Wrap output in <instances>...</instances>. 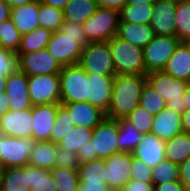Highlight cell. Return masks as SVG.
<instances>
[{"instance_id": "4fadbf2b", "label": "cell", "mask_w": 190, "mask_h": 191, "mask_svg": "<svg viewBox=\"0 0 190 191\" xmlns=\"http://www.w3.org/2000/svg\"><path fill=\"white\" fill-rule=\"evenodd\" d=\"M106 165V184L109 189L120 190L131 180L132 153L117 152L104 158Z\"/></svg>"}, {"instance_id": "8fae6325", "label": "cell", "mask_w": 190, "mask_h": 191, "mask_svg": "<svg viewBox=\"0 0 190 191\" xmlns=\"http://www.w3.org/2000/svg\"><path fill=\"white\" fill-rule=\"evenodd\" d=\"M118 120L105 117L92 131V148L98 158H106L118 152Z\"/></svg>"}, {"instance_id": "b9f144b4", "label": "cell", "mask_w": 190, "mask_h": 191, "mask_svg": "<svg viewBox=\"0 0 190 191\" xmlns=\"http://www.w3.org/2000/svg\"><path fill=\"white\" fill-rule=\"evenodd\" d=\"M125 119L133 124L141 134L151 133L154 116L138 105Z\"/></svg>"}, {"instance_id": "d590c367", "label": "cell", "mask_w": 190, "mask_h": 191, "mask_svg": "<svg viewBox=\"0 0 190 191\" xmlns=\"http://www.w3.org/2000/svg\"><path fill=\"white\" fill-rule=\"evenodd\" d=\"M92 131L93 129L74 126L57 144L77 153L82 146L86 145V142L91 140Z\"/></svg>"}, {"instance_id": "603a6c76", "label": "cell", "mask_w": 190, "mask_h": 191, "mask_svg": "<svg viewBox=\"0 0 190 191\" xmlns=\"http://www.w3.org/2000/svg\"><path fill=\"white\" fill-rule=\"evenodd\" d=\"M116 37L143 49L155 37V33L150 24L119 22Z\"/></svg>"}, {"instance_id": "9c48e42d", "label": "cell", "mask_w": 190, "mask_h": 191, "mask_svg": "<svg viewBox=\"0 0 190 191\" xmlns=\"http://www.w3.org/2000/svg\"><path fill=\"white\" fill-rule=\"evenodd\" d=\"M28 87L33 105L60 104L59 74L28 76Z\"/></svg>"}, {"instance_id": "30bf717a", "label": "cell", "mask_w": 190, "mask_h": 191, "mask_svg": "<svg viewBox=\"0 0 190 191\" xmlns=\"http://www.w3.org/2000/svg\"><path fill=\"white\" fill-rule=\"evenodd\" d=\"M179 43L180 41L176 37L155 35L143 48L147 74L162 71Z\"/></svg>"}, {"instance_id": "e0dca14e", "label": "cell", "mask_w": 190, "mask_h": 191, "mask_svg": "<svg viewBox=\"0 0 190 191\" xmlns=\"http://www.w3.org/2000/svg\"><path fill=\"white\" fill-rule=\"evenodd\" d=\"M114 77L87 73V102L105 113L111 103Z\"/></svg>"}, {"instance_id": "83f0119b", "label": "cell", "mask_w": 190, "mask_h": 191, "mask_svg": "<svg viewBox=\"0 0 190 191\" xmlns=\"http://www.w3.org/2000/svg\"><path fill=\"white\" fill-rule=\"evenodd\" d=\"M106 165L103 158L80 163L78 175L80 184H100L106 183Z\"/></svg>"}, {"instance_id": "74e56055", "label": "cell", "mask_w": 190, "mask_h": 191, "mask_svg": "<svg viewBox=\"0 0 190 191\" xmlns=\"http://www.w3.org/2000/svg\"><path fill=\"white\" fill-rule=\"evenodd\" d=\"M179 181V167L178 164L164 159L158 163L152 171L153 186L161 183Z\"/></svg>"}, {"instance_id": "bcb514c9", "label": "cell", "mask_w": 190, "mask_h": 191, "mask_svg": "<svg viewBox=\"0 0 190 191\" xmlns=\"http://www.w3.org/2000/svg\"><path fill=\"white\" fill-rule=\"evenodd\" d=\"M119 191H154L152 183L129 180Z\"/></svg>"}, {"instance_id": "f907efd6", "label": "cell", "mask_w": 190, "mask_h": 191, "mask_svg": "<svg viewBox=\"0 0 190 191\" xmlns=\"http://www.w3.org/2000/svg\"><path fill=\"white\" fill-rule=\"evenodd\" d=\"M98 7L112 8L120 11L125 5V0H95Z\"/></svg>"}, {"instance_id": "6da1fadb", "label": "cell", "mask_w": 190, "mask_h": 191, "mask_svg": "<svg viewBox=\"0 0 190 191\" xmlns=\"http://www.w3.org/2000/svg\"><path fill=\"white\" fill-rule=\"evenodd\" d=\"M89 43L83 24L65 20L60 30L52 33L46 49L63 67L78 64L83 48Z\"/></svg>"}, {"instance_id": "5b68a950", "label": "cell", "mask_w": 190, "mask_h": 191, "mask_svg": "<svg viewBox=\"0 0 190 191\" xmlns=\"http://www.w3.org/2000/svg\"><path fill=\"white\" fill-rule=\"evenodd\" d=\"M120 11L98 7L84 24V32L90 43L107 42L117 34Z\"/></svg>"}, {"instance_id": "680465c9", "label": "cell", "mask_w": 190, "mask_h": 191, "mask_svg": "<svg viewBox=\"0 0 190 191\" xmlns=\"http://www.w3.org/2000/svg\"><path fill=\"white\" fill-rule=\"evenodd\" d=\"M157 0H125V5H140L150 4L153 5Z\"/></svg>"}, {"instance_id": "836d02e7", "label": "cell", "mask_w": 190, "mask_h": 191, "mask_svg": "<svg viewBox=\"0 0 190 191\" xmlns=\"http://www.w3.org/2000/svg\"><path fill=\"white\" fill-rule=\"evenodd\" d=\"M39 25L52 33L60 30L64 23V13L62 9L40 3L39 6Z\"/></svg>"}, {"instance_id": "be15d7a7", "label": "cell", "mask_w": 190, "mask_h": 191, "mask_svg": "<svg viewBox=\"0 0 190 191\" xmlns=\"http://www.w3.org/2000/svg\"><path fill=\"white\" fill-rule=\"evenodd\" d=\"M184 43L187 45L189 51H190V39L184 41Z\"/></svg>"}, {"instance_id": "ee69618b", "label": "cell", "mask_w": 190, "mask_h": 191, "mask_svg": "<svg viewBox=\"0 0 190 191\" xmlns=\"http://www.w3.org/2000/svg\"><path fill=\"white\" fill-rule=\"evenodd\" d=\"M18 55L0 45V75L8 76L18 69Z\"/></svg>"}, {"instance_id": "c3c4849f", "label": "cell", "mask_w": 190, "mask_h": 191, "mask_svg": "<svg viewBox=\"0 0 190 191\" xmlns=\"http://www.w3.org/2000/svg\"><path fill=\"white\" fill-rule=\"evenodd\" d=\"M179 167V181L185 186H190V157L183 163L178 165Z\"/></svg>"}, {"instance_id": "60d3db41", "label": "cell", "mask_w": 190, "mask_h": 191, "mask_svg": "<svg viewBox=\"0 0 190 191\" xmlns=\"http://www.w3.org/2000/svg\"><path fill=\"white\" fill-rule=\"evenodd\" d=\"M73 127L74 124L68 110L61 104L58 107L57 118L51 130L50 141L58 143Z\"/></svg>"}, {"instance_id": "52a82bcc", "label": "cell", "mask_w": 190, "mask_h": 191, "mask_svg": "<svg viewBox=\"0 0 190 191\" xmlns=\"http://www.w3.org/2000/svg\"><path fill=\"white\" fill-rule=\"evenodd\" d=\"M59 76L60 103L87 102V73L78 64L63 66Z\"/></svg>"}, {"instance_id": "d4e9b609", "label": "cell", "mask_w": 190, "mask_h": 191, "mask_svg": "<svg viewBox=\"0 0 190 191\" xmlns=\"http://www.w3.org/2000/svg\"><path fill=\"white\" fill-rule=\"evenodd\" d=\"M95 0H70L63 8L64 19L84 24L96 12Z\"/></svg>"}, {"instance_id": "6f0895ef", "label": "cell", "mask_w": 190, "mask_h": 191, "mask_svg": "<svg viewBox=\"0 0 190 191\" xmlns=\"http://www.w3.org/2000/svg\"><path fill=\"white\" fill-rule=\"evenodd\" d=\"M5 4H7L9 7H20L25 5L26 3H29L34 0H2Z\"/></svg>"}, {"instance_id": "1f68e13d", "label": "cell", "mask_w": 190, "mask_h": 191, "mask_svg": "<svg viewBox=\"0 0 190 191\" xmlns=\"http://www.w3.org/2000/svg\"><path fill=\"white\" fill-rule=\"evenodd\" d=\"M153 5H124L120 10V21L133 24H149Z\"/></svg>"}, {"instance_id": "cb8c5ba5", "label": "cell", "mask_w": 190, "mask_h": 191, "mask_svg": "<svg viewBox=\"0 0 190 191\" xmlns=\"http://www.w3.org/2000/svg\"><path fill=\"white\" fill-rule=\"evenodd\" d=\"M171 76L190 81V51L184 42H180L162 70Z\"/></svg>"}, {"instance_id": "7c38bea8", "label": "cell", "mask_w": 190, "mask_h": 191, "mask_svg": "<svg viewBox=\"0 0 190 191\" xmlns=\"http://www.w3.org/2000/svg\"><path fill=\"white\" fill-rule=\"evenodd\" d=\"M16 54L18 55V68L28 76L59 74L62 69L46 48L38 52Z\"/></svg>"}, {"instance_id": "d6a6232c", "label": "cell", "mask_w": 190, "mask_h": 191, "mask_svg": "<svg viewBox=\"0 0 190 191\" xmlns=\"http://www.w3.org/2000/svg\"><path fill=\"white\" fill-rule=\"evenodd\" d=\"M30 191H57L49 169L33 167L28 164Z\"/></svg>"}, {"instance_id": "d6986e66", "label": "cell", "mask_w": 190, "mask_h": 191, "mask_svg": "<svg viewBox=\"0 0 190 191\" xmlns=\"http://www.w3.org/2000/svg\"><path fill=\"white\" fill-rule=\"evenodd\" d=\"M60 104L68 110L70 118L76 127L94 129L106 117L104 111L88 102Z\"/></svg>"}, {"instance_id": "816d5d0a", "label": "cell", "mask_w": 190, "mask_h": 191, "mask_svg": "<svg viewBox=\"0 0 190 191\" xmlns=\"http://www.w3.org/2000/svg\"><path fill=\"white\" fill-rule=\"evenodd\" d=\"M82 191H108L109 187L106 183L100 184H80Z\"/></svg>"}, {"instance_id": "f5cc1de1", "label": "cell", "mask_w": 190, "mask_h": 191, "mask_svg": "<svg viewBox=\"0 0 190 191\" xmlns=\"http://www.w3.org/2000/svg\"><path fill=\"white\" fill-rule=\"evenodd\" d=\"M9 104V96L5 93V91L0 92V116L10 111Z\"/></svg>"}, {"instance_id": "484cf974", "label": "cell", "mask_w": 190, "mask_h": 191, "mask_svg": "<svg viewBox=\"0 0 190 191\" xmlns=\"http://www.w3.org/2000/svg\"><path fill=\"white\" fill-rule=\"evenodd\" d=\"M190 157V135L181 132L165 143V159L175 164L183 163Z\"/></svg>"}, {"instance_id": "f35d334b", "label": "cell", "mask_w": 190, "mask_h": 191, "mask_svg": "<svg viewBox=\"0 0 190 191\" xmlns=\"http://www.w3.org/2000/svg\"><path fill=\"white\" fill-rule=\"evenodd\" d=\"M21 38L22 34L17 30L11 18L0 24V45L3 48L16 53L19 49Z\"/></svg>"}, {"instance_id": "e575fe53", "label": "cell", "mask_w": 190, "mask_h": 191, "mask_svg": "<svg viewBox=\"0 0 190 191\" xmlns=\"http://www.w3.org/2000/svg\"><path fill=\"white\" fill-rule=\"evenodd\" d=\"M49 171L54 179L57 191H77L80 187L77 170L54 166Z\"/></svg>"}, {"instance_id": "ac0fdd59", "label": "cell", "mask_w": 190, "mask_h": 191, "mask_svg": "<svg viewBox=\"0 0 190 191\" xmlns=\"http://www.w3.org/2000/svg\"><path fill=\"white\" fill-rule=\"evenodd\" d=\"M61 104L32 106V139L50 141L51 130L56 121L58 107Z\"/></svg>"}, {"instance_id": "7bdbcfd3", "label": "cell", "mask_w": 190, "mask_h": 191, "mask_svg": "<svg viewBox=\"0 0 190 191\" xmlns=\"http://www.w3.org/2000/svg\"><path fill=\"white\" fill-rule=\"evenodd\" d=\"M56 167L77 170L80 166L77 153L62 148L56 143Z\"/></svg>"}, {"instance_id": "ba28073f", "label": "cell", "mask_w": 190, "mask_h": 191, "mask_svg": "<svg viewBox=\"0 0 190 191\" xmlns=\"http://www.w3.org/2000/svg\"><path fill=\"white\" fill-rule=\"evenodd\" d=\"M35 142L32 138L10 137L0 132V164L4 168L28 165Z\"/></svg>"}, {"instance_id": "44dd1931", "label": "cell", "mask_w": 190, "mask_h": 191, "mask_svg": "<svg viewBox=\"0 0 190 191\" xmlns=\"http://www.w3.org/2000/svg\"><path fill=\"white\" fill-rule=\"evenodd\" d=\"M182 114L165 108L154 116L151 133L158 138L167 141L176 134L183 132L182 129Z\"/></svg>"}, {"instance_id": "2e32d148", "label": "cell", "mask_w": 190, "mask_h": 191, "mask_svg": "<svg viewBox=\"0 0 190 191\" xmlns=\"http://www.w3.org/2000/svg\"><path fill=\"white\" fill-rule=\"evenodd\" d=\"M176 3L169 0H157L153 4L150 26L155 35L176 37Z\"/></svg>"}, {"instance_id": "3957f363", "label": "cell", "mask_w": 190, "mask_h": 191, "mask_svg": "<svg viewBox=\"0 0 190 191\" xmlns=\"http://www.w3.org/2000/svg\"><path fill=\"white\" fill-rule=\"evenodd\" d=\"M116 75H147L143 49L114 36L107 41Z\"/></svg>"}, {"instance_id": "6125c7cd", "label": "cell", "mask_w": 190, "mask_h": 191, "mask_svg": "<svg viewBox=\"0 0 190 191\" xmlns=\"http://www.w3.org/2000/svg\"><path fill=\"white\" fill-rule=\"evenodd\" d=\"M4 169L5 168L0 164V191L2 190L3 186Z\"/></svg>"}, {"instance_id": "4dcf8cb0", "label": "cell", "mask_w": 190, "mask_h": 191, "mask_svg": "<svg viewBox=\"0 0 190 191\" xmlns=\"http://www.w3.org/2000/svg\"><path fill=\"white\" fill-rule=\"evenodd\" d=\"M51 36L52 32L43 27H38L34 31L23 34L19 49L16 53L38 52L46 48Z\"/></svg>"}, {"instance_id": "f546056e", "label": "cell", "mask_w": 190, "mask_h": 191, "mask_svg": "<svg viewBox=\"0 0 190 191\" xmlns=\"http://www.w3.org/2000/svg\"><path fill=\"white\" fill-rule=\"evenodd\" d=\"M28 165L4 169L1 191H30Z\"/></svg>"}, {"instance_id": "4316f807", "label": "cell", "mask_w": 190, "mask_h": 191, "mask_svg": "<svg viewBox=\"0 0 190 191\" xmlns=\"http://www.w3.org/2000/svg\"><path fill=\"white\" fill-rule=\"evenodd\" d=\"M56 155V143L36 141L29 158V165L50 170L56 165Z\"/></svg>"}, {"instance_id": "8d00e7d4", "label": "cell", "mask_w": 190, "mask_h": 191, "mask_svg": "<svg viewBox=\"0 0 190 191\" xmlns=\"http://www.w3.org/2000/svg\"><path fill=\"white\" fill-rule=\"evenodd\" d=\"M175 14L176 38L184 42L190 39V2L176 3Z\"/></svg>"}, {"instance_id": "7402d4cb", "label": "cell", "mask_w": 190, "mask_h": 191, "mask_svg": "<svg viewBox=\"0 0 190 191\" xmlns=\"http://www.w3.org/2000/svg\"><path fill=\"white\" fill-rule=\"evenodd\" d=\"M39 6V0H34L23 6L11 9V19L22 35L40 27L38 21Z\"/></svg>"}, {"instance_id": "9f6ffc18", "label": "cell", "mask_w": 190, "mask_h": 191, "mask_svg": "<svg viewBox=\"0 0 190 191\" xmlns=\"http://www.w3.org/2000/svg\"><path fill=\"white\" fill-rule=\"evenodd\" d=\"M70 0H39L40 3H44L47 5H51L53 7L62 9L65 7V5L69 2Z\"/></svg>"}, {"instance_id": "11a10c76", "label": "cell", "mask_w": 190, "mask_h": 191, "mask_svg": "<svg viewBox=\"0 0 190 191\" xmlns=\"http://www.w3.org/2000/svg\"><path fill=\"white\" fill-rule=\"evenodd\" d=\"M181 118L183 132L190 135V109H185Z\"/></svg>"}, {"instance_id": "8992f818", "label": "cell", "mask_w": 190, "mask_h": 191, "mask_svg": "<svg viewBox=\"0 0 190 191\" xmlns=\"http://www.w3.org/2000/svg\"><path fill=\"white\" fill-rule=\"evenodd\" d=\"M78 65L86 73L116 76V69L107 42L89 43L85 46Z\"/></svg>"}, {"instance_id": "277c9868", "label": "cell", "mask_w": 190, "mask_h": 191, "mask_svg": "<svg viewBox=\"0 0 190 191\" xmlns=\"http://www.w3.org/2000/svg\"><path fill=\"white\" fill-rule=\"evenodd\" d=\"M147 83L166 101V108L183 114L184 95L188 82L177 79L164 71H153L146 75Z\"/></svg>"}, {"instance_id": "681fc988", "label": "cell", "mask_w": 190, "mask_h": 191, "mask_svg": "<svg viewBox=\"0 0 190 191\" xmlns=\"http://www.w3.org/2000/svg\"><path fill=\"white\" fill-rule=\"evenodd\" d=\"M154 191H188L180 181L161 183L154 186Z\"/></svg>"}, {"instance_id": "91938a15", "label": "cell", "mask_w": 190, "mask_h": 191, "mask_svg": "<svg viewBox=\"0 0 190 191\" xmlns=\"http://www.w3.org/2000/svg\"><path fill=\"white\" fill-rule=\"evenodd\" d=\"M185 109H190V81L188 82L187 90L184 95Z\"/></svg>"}, {"instance_id": "7dc6e473", "label": "cell", "mask_w": 190, "mask_h": 191, "mask_svg": "<svg viewBox=\"0 0 190 191\" xmlns=\"http://www.w3.org/2000/svg\"><path fill=\"white\" fill-rule=\"evenodd\" d=\"M80 163H85L97 159L98 157L93 152L92 141L86 142L85 146H82L77 152Z\"/></svg>"}, {"instance_id": "7a4b0ae2", "label": "cell", "mask_w": 190, "mask_h": 191, "mask_svg": "<svg viewBox=\"0 0 190 191\" xmlns=\"http://www.w3.org/2000/svg\"><path fill=\"white\" fill-rule=\"evenodd\" d=\"M146 76L138 74L116 75L112 86V97L107 118L121 119L128 116L138 105Z\"/></svg>"}, {"instance_id": "ab89813d", "label": "cell", "mask_w": 190, "mask_h": 191, "mask_svg": "<svg viewBox=\"0 0 190 191\" xmlns=\"http://www.w3.org/2000/svg\"><path fill=\"white\" fill-rule=\"evenodd\" d=\"M139 105L151 115L156 116L161 110L166 108V101L146 82Z\"/></svg>"}, {"instance_id": "f6af8a7d", "label": "cell", "mask_w": 190, "mask_h": 191, "mask_svg": "<svg viewBox=\"0 0 190 191\" xmlns=\"http://www.w3.org/2000/svg\"><path fill=\"white\" fill-rule=\"evenodd\" d=\"M131 180H136L141 183L147 182L152 183V171L153 168L147 166L144 162L133 156L131 163Z\"/></svg>"}, {"instance_id": "94428289", "label": "cell", "mask_w": 190, "mask_h": 191, "mask_svg": "<svg viewBox=\"0 0 190 191\" xmlns=\"http://www.w3.org/2000/svg\"><path fill=\"white\" fill-rule=\"evenodd\" d=\"M7 77L8 76H1L0 75V92L5 91Z\"/></svg>"}, {"instance_id": "5bb4252c", "label": "cell", "mask_w": 190, "mask_h": 191, "mask_svg": "<svg viewBox=\"0 0 190 191\" xmlns=\"http://www.w3.org/2000/svg\"><path fill=\"white\" fill-rule=\"evenodd\" d=\"M28 75L19 68L9 74L6 80L5 93L9 96L10 111H20L32 108L29 96Z\"/></svg>"}, {"instance_id": "9a60e30c", "label": "cell", "mask_w": 190, "mask_h": 191, "mask_svg": "<svg viewBox=\"0 0 190 191\" xmlns=\"http://www.w3.org/2000/svg\"><path fill=\"white\" fill-rule=\"evenodd\" d=\"M32 108L0 116V132L10 137L32 138Z\"/></svg>"}, {"instance_id": "e7e4bbea", "label": "cell", "mask_w": 190, "mask_h": 191, "mask_svg": "<svg viewBox=\"0 0 190 191\" xmlns=\"http://www.w3.org/2000/svg\"><path fill=\"white\" fill-rule=\"evenodd\" d=\"M169 1L174 2V3H180V2L186 1V0H169Z\"/></svg>"}, {"instance_id": "f1b7e54d", "label": "cell", "mask_w": 190, "mask_h": 191, "mask_svg": "<svg viewBox=\"0 0 190 191\" xmlns=\"http://www.w3.org/2000/svg\"><path fill=\"white\" fill-rule=\"evenodd\" d=\"M118 123V152L133 153L139 142L142 140L143 134H141L138 129L125 118L118 119Z\"/></svg>"}, {"instance_id": "ffe728a7", "label": "cell", "mask_w": 190, "mask_h": 191, "mask_svg": "<svg viewBox=\"0 0 190 191\" xmlns=\"http://www.w3.org/2000/svg\"><path fill=\"white\" fill-rule=\"evenodd\" d=\"M165 143L166 141L158 138L155 134L145 133L133 151V156L144 162L147 166L154 168L165 159Z\"/></svg>"}, {"instance_id": "db71d44e", "label": "cell", "mask_w": 190, "mask_h": 191, "mask_svg": "<svg viewBox=\"0 0 190 191\" xmlns=\"http://www.w3.org/2000/svg\"><path fill=\"white\" fill-rule=\"evenodd\" d=\"M11 7L5 4L2 0H0V24L11 18Z\"/></svg>"}]
</instances>
